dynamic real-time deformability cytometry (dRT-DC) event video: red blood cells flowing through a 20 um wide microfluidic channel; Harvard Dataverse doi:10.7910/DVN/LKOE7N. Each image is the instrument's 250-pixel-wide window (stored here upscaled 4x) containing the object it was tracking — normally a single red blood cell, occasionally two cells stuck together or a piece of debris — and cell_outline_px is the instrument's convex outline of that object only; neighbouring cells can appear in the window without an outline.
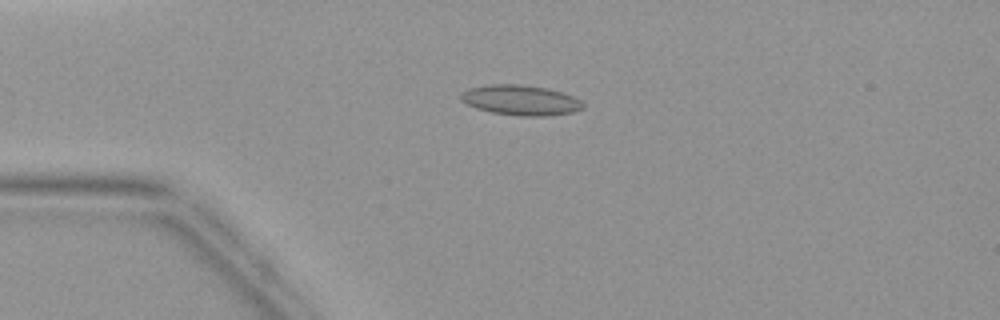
{"species": "common noctule bat (a hibernating species)", "species_latin": "Nyctalus noctula", "temperature_condition": "warm", "stored_images_in_passage": 6, "camera_frame_rate_fps": 3000, "um_per_image_px": 0.085, "animal": {"sex": "female", "body_mass_g": 19.9}, "frame": {"image": 1, "passage_image": 4, "time_ms": 3.333, "image_size_px": [1000, 320], "cell_outline_px": [[584, 108], [572, 112], [548, 116], [520, 116], [492, 112], [476, 108], [460, 100], [460, 92], [468, 88], [488, 84], [520, 84], [548, 88], [572, 96], [580, 100], [584, 104]], "centroid_in_image_um": [44.23, 8.51], "position_along_channel_um": 40.8, "area_um2": 21.56}}
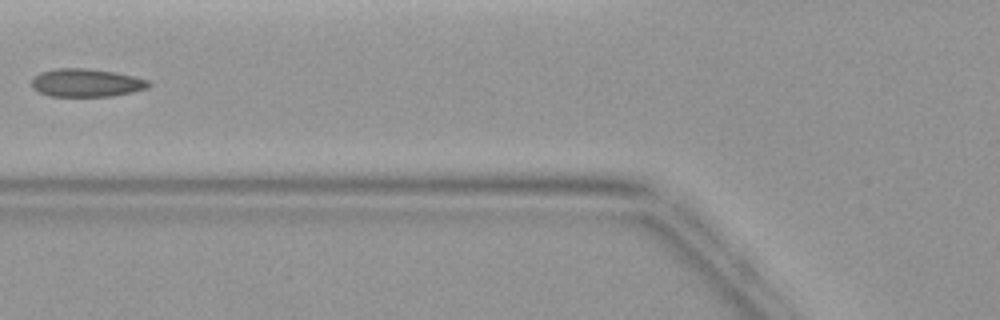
{"frame": {"image": 2, "passage_image": 6, "time_ms": 5.667, "image_size_px": [1000, 320], "cell_outline_px": [[152, 84], [148, 88], [132, 92], [112, 96], [48, 96], [32, 88], [32, 80], [40, 72], [56, 68], [84, 68], [116, 72], [136, 76], [148, 80]], "centroid_in_image_um": [7.37, 7.03], "position_along_channel_um": 118.4, "area_um2": 19.25}}